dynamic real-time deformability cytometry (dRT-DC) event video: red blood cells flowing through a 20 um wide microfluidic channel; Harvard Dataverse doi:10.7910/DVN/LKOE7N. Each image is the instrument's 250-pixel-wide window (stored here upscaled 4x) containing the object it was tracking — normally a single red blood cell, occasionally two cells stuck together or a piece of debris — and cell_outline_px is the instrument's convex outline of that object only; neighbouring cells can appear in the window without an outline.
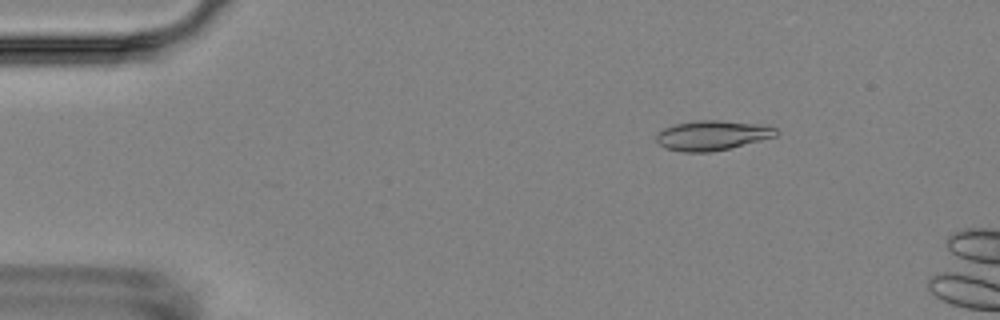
{"species": "Egyptian fruit bat (a non-hibernating species)", "species_latin": "Rousettus aegyptiacus", "temperature_condition": "room temperature", "stored_images_in_passage": 3, "camera_frame_rate_fps": 3000, "um_per_image_px": 0.085, "animal": {"sex": "female"}, "frame": {"image": 1, "passage_image": 2, "time_ms": 1.0, "image_size_px": [1000, 320], "cell_outline_px": [[780, 132], [776, 136], [712, 152], [684, 152], [664, 148], [656, 140], [656, 136], [664, 128], [676, 124], [696, 120], [716, 120], [768, 124], [776, 128]], "centroid_in_image_um": [60.58, 11.49], "position_along_channel_um": 24.4, "area_um2": 20.81}}